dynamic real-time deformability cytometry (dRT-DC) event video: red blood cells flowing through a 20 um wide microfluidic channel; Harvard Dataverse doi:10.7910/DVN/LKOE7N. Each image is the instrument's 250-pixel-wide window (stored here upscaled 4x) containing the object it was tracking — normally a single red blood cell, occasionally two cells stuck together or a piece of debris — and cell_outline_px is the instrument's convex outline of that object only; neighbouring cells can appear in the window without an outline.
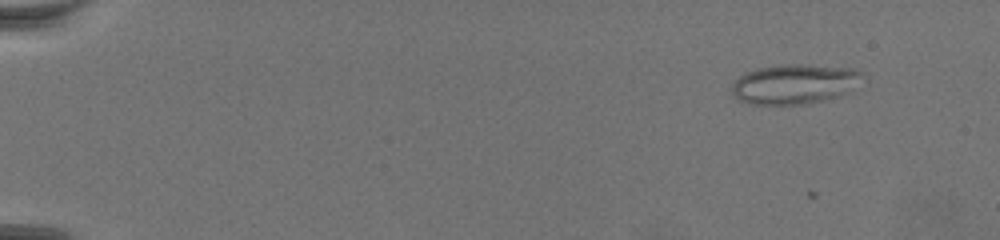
{"species": "common noctule bat (a hibernating species)", "species_latin": "Nyctalus noctula", "temperature_condition": "warm", "stored_images_in_passage": 10, "camera_frame_rate_fps": 3000, "um_per_image_px": 0.085, "animal": {"sex": "female", "body_mass_g": 19.5, "forearm_length_mm": 54.1}, "frame": {"image": 1, "passage_image": 9, "time_ms": 2.667, "image_size_px": [1000, 240], "cell_outline_px": [[860, 72], [848, 92], [840, 96], [808, 104], [752, 104], [740, 100], [732, 92], [732, 84], [744, 72], [760, 68], [784, 64], [808, 64], [852, 68]], "centroid_in_image_um": [67.46, 7.14], "position_along_channel_um": 17.5, "area_um2": 29.71}}